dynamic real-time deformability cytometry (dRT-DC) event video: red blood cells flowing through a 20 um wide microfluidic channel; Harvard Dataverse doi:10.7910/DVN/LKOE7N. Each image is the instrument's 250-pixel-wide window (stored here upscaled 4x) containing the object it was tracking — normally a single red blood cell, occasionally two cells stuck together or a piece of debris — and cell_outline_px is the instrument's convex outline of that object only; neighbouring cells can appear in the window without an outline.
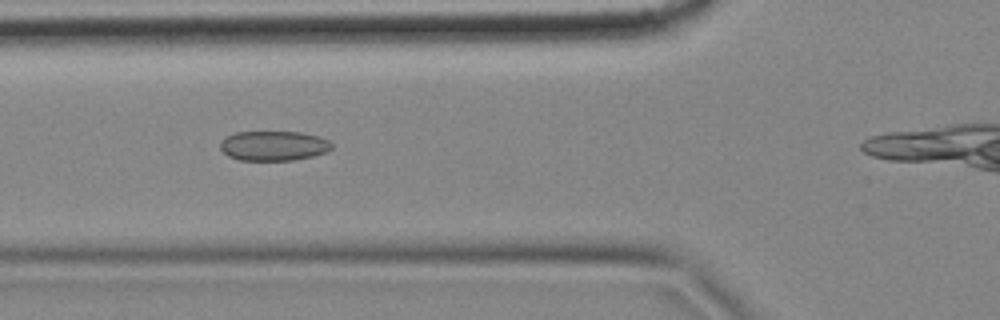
{"species": "common noctule bat (a hibernating species)", "species_latin": "Nyctalus noctula", "temperature_condition": "cold", "stored_images_in_passage": 9, "camera_frame_rate_fps": 3000, "um_per_image_px": 0.085, "animal": {"sex": "female", "body_mass_g": 18.4}, "frame": {"image": 1, "passage_image": 3, "time_ms": 0.667, "image_size_px": [1000, 320], "cell_outline_px": [[332, 148], [328, 152], [312, 156], [292, 160], [240, 160], [228, 156], [220, 148], [220, 144], [228, 136], [236, 132], [300, 132], [320, 136], [328, 140], [332, 144]], "centroid_in_image_um": [23.3, 12.39], "position_along_channel_um": 102.5, "area_um2": 19.25}}
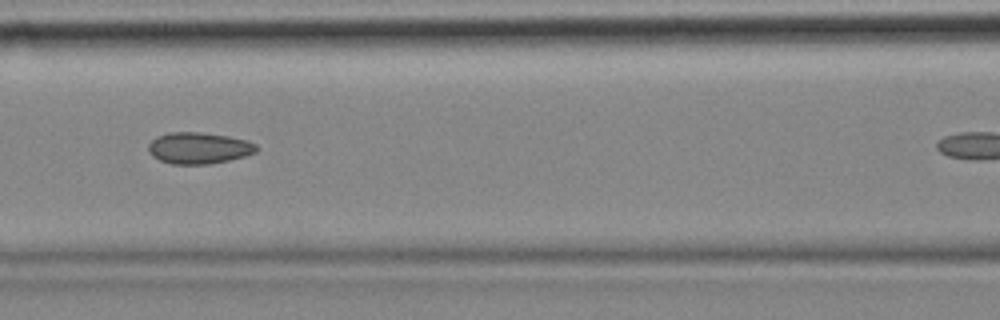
{"frame": {"image": 2, "passage_image": 4, "time_ms": 1.0, "image_size_px": [1000, 320], "cell_outline_px": [[260, 148], [256, 152], [244, 156], [228, 160], [208, 164], [172, 164], [160, 160], [152, 156], [148, 152], [148, 144], [156, 136], [168, 132], [200, 132], [228, 136], [248, 140], [256, 144]], "centroid_in_image_um": [16.89, 12.57], "position_along_channel_um": 149.7, "area_um2": 19.94}}
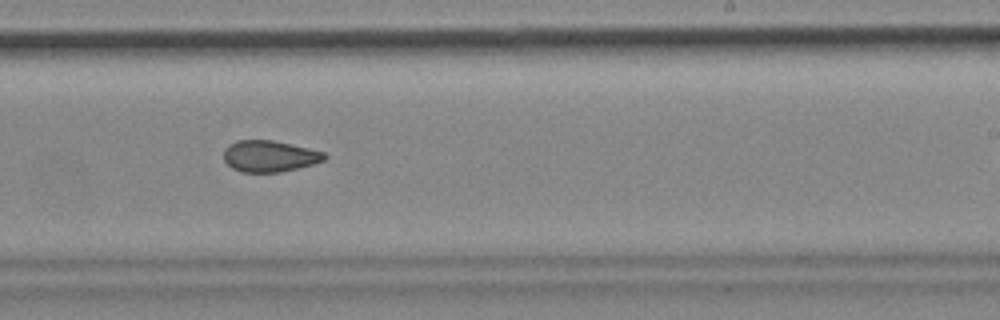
{"frame": {"image": 3, "passage_image": 7, "time_ms": 2.0, "image_size_px": [1000, 320], "cell_outline_px": [[328, 156], [324, 160], [312, 164], [280, 172], [240, 172], [232, 168], [224, 160], [224, 148], [228, 144], [236, 140], [272, 140], [308, 148], [324, 152]], "centroid_in_image_um": [22.87, 13.27], "position_along_channel_um": 266.1, "area_um2": 18.38}}